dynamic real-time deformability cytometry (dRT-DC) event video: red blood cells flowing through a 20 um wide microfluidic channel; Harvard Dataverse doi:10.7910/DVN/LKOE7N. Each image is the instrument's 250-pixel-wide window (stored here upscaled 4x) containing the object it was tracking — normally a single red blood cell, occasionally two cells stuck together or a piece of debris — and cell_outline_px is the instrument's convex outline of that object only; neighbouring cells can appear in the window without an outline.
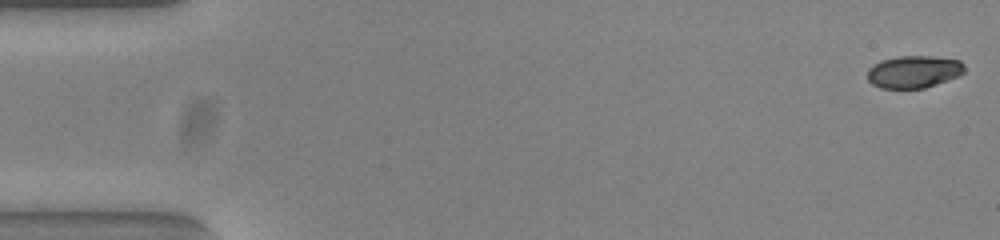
{"species": "common noctule bat (a hibernating species)", "species_latin": "Nyctalus noctula", "temperature_condition": "warm", "stored_images_in_passage": 53, "camera_frame_rate_fps": 3000, "um_per_image_px": 0.085, "animal": {"sex": "female", "body_mass_g": 23.0, "forearm_length_mm": 53.4}, "frame": {"image": 1, "passage_image": 1, "time_ms": 0.0, "image_size_px": [1000, 240], "cell_outline_px": [[964, 72], [960, 76], [924, 88], [880, 88], [872, 84], [868, 80], [868, 68], [872, 64], [880, 60], [900, 56], [932, 56], [960, 60], [964, 64]], "centroid_in_image_um": [77.67, 6.09], "position_along_channel_um": 7.3, "area_um2": 18.44}}
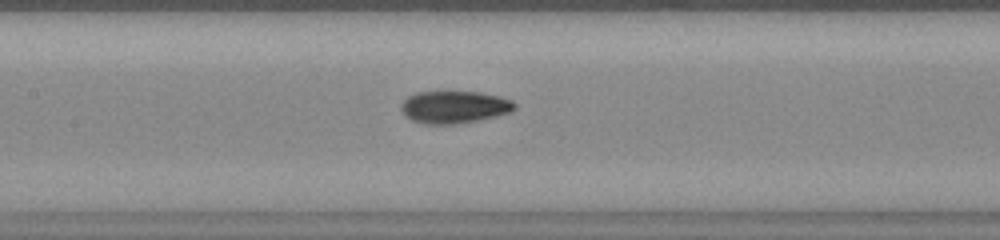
{"frame": {"image": 2, "passage_image": 25, "time_ms": 8.0, "image_size_px": [1000, 240], "cell_outline_px": [[516, 108], [512, 112], [496, 116], [476, 120], [452, 124], [428, 124], [412, 120], [400, 108], [400, 104], [408, 96], [416, 92], [480, 92], [500, 96], [512, 100], [516, 104]], "centroid_in_image_um": [38.65, 9.09], "position_along_channel_um": 168.8, "area_um2": 21.27}}
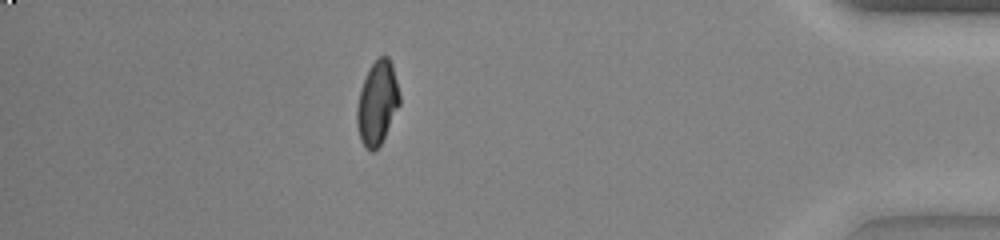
{"frame": {"image": 3, "passage_image": 47, "time_ms": 15.333, "image_size_px": [1000, 240], "cell_outline_px": [[400, 104], [380, 144], [372, 152], [364, 148], [360, 140], [356, 124], [356, 108], [360, 88], [368, 68], [380, 56], [388, 56], [392, 64], [400, 96]], "centroid_in_image_um": [32.04, 8.75], "position_along_channel_um": 403.2, "area_um2": 20.81}, "authors_computed_cell_mechanics": {"area_um2": 20.6346, "velocity_mm_per_s": 3.8428, "shape_relaxation_time_tau1_ms": 5.445, "shape_relaxation_time_tau2_ms": 1.1654, "deformation_change_tau1": 0.2034, "deformation_change_tau2": 0.0418}}